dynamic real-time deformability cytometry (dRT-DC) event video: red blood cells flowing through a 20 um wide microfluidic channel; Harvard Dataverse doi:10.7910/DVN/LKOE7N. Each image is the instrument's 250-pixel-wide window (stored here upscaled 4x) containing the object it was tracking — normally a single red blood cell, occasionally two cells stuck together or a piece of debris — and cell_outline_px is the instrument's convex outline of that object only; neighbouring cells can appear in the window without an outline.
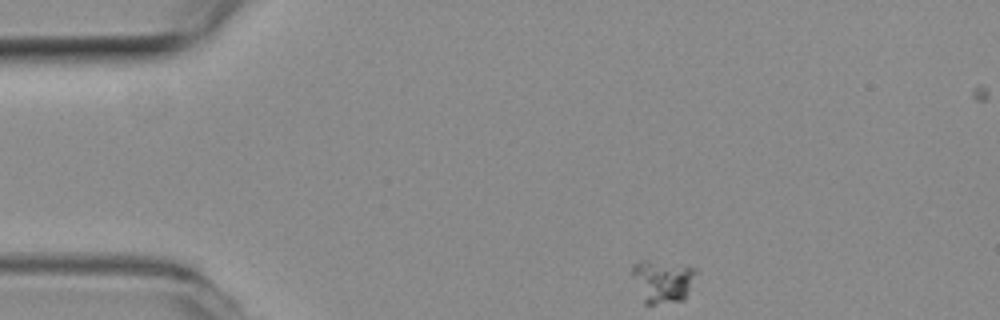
{"species": "common noctule bat (a hibernating species)", "species_latin": "Nyctalus noctula", "temperature_condition": "room temperature", "stored_images_in_passage": 12, "camera_frame_rate_fps": 3000, "um_per_image_px": 0.085, "animal": {"sex": "female", "body_mass_g": 19.3, "forearm_length_mm": 54.1}, "frame": {"image": 1, "passage_image": 1, "time_ms": 0.0, "image_size_px": [1000, 320], "cell_outline_px": [[696, 272], [684, 300], [652, 304], [644, 304], [632, 276], [632, 264], [636, 260], [648, 260], [696, 268]], "centroid_in_image_um": [56.26, 23.89], "position_along_channel_um": 28.7, "area_um2": 15.66}}
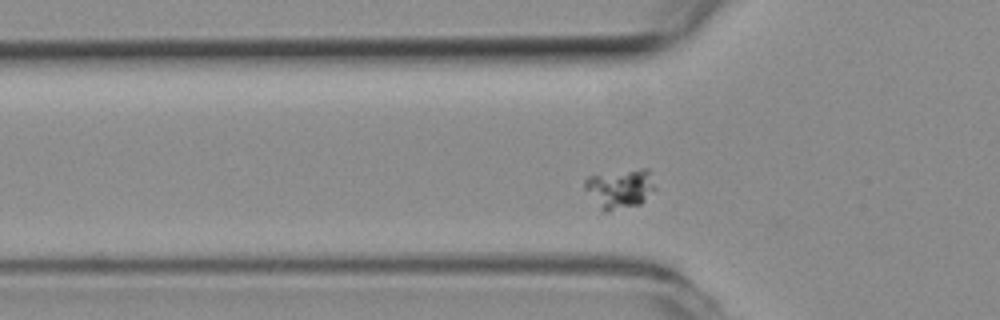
{"frame": {"image": 2, "passage_image": 10, "time_ms": 3.0, "image_size_px": [1000, 320], "cell_outline_px": [[656, 188], [640, 204], [604, 212], [600, 208], [584, 188], [584, 180], [588, 176], [640, 168], [648, 168]], "centroid_in_image_um": [52.7, 16.01], "position_along_channel_um": 73.1, "area_um2": 15.95}}